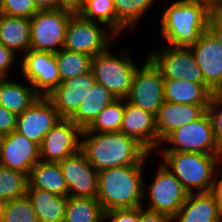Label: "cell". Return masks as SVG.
<instances>
[{"label":"cell","mask_w":222,"mask_h":222,"mask_svg":"<svg viewBox=\"0 0 222 222\" xmlns=\"http://www.w3.org/2000/svg\"><path fill=\"white\" fill-rule=\"evenodd\" d=\"M81 151L98 172L113 167L146 165L148 158H152L142 144L120 131L82 133Z\"/></svg>","instance_id":"6da1fadb"},{"label":"cell","mask_w":222,"mask_h":222,"mask_svg":"<svg viewBox=\"0 0 222 222\" xmlns=\"http://www.w3.org/2000/svg\"><path fill=\"white\" fill-rule=\"evenodd\" d=\"M161 14L160 33L168 46L191 48L207 31L213 10L199 0H175Z\"/></svg>","instance_id":"7a4b0ae2"},{"label":"cell","mask_w":222,"mask_h":222,"mask_svg":"<svg viewBox=\"0 0 222 222\" xmlns=\"http://www.w3.org/2000/svg\"><path fill=\"white\" fill-rule=\"evenodd\" d=\"M147 165H128L98 172L97 199L105 212L143 205V173Z\"/></svg>","instance_id":"3957f363"},{"label":"cell","mask_w":222,"mask_h":222,"mask_svg":"<svg viewBox=\"0 0 222 222\" xmlns=\"http://www.w3.org/2000/svg\"><path fill=\"white\" fill-rule=\"evenodd\" d=\"M160 161L189 193L210 192L222 155L194 152H156Z\"/></svg>","instance_id":"277c9868"},{"label":"cell","mask_w":222,"mask_h":222,"mask_svg":"<svg viewBox=\"0 0 222 222\" xmlns=\"http://www.w3.org/2000/svg\"><path fill=\"white\" fill-rule=\"evenodd\" d=\"M109 49L111 48L92 57L91 71L96 82L102 84L117 99H126L138 65L125 48L118 52L121 54L118 56Z\"/></svg>","instance_id":"5b68a950"},{"label":"cell","mask_w":222,"mask_h":222,"mask_svg":"<svg viewBox=\"0 0 222 222\" xmlns=\"http://www.w3.org/2000/svg\"><path fill=\"white\" fill-rule=\"evenodd\" d=\"M156 152H194L207 155H222L215 142L209 114L172 131Z\"/></svg>","instance_id":"8992f818"},{"label":"cell","mask_w":222,"mask_h":222,"mask_svg":"<svg viewBox=\"0 0 222 222\" xmlns=\"http://www.w3.org/2000/svg\"><path fill=\"white\" fill-rule=\"evenodd\" d=\"M157 167L154 179L149 184L144 181L143 197L148 198L146 203H149L145 205L143 202L142 206L174 217L185 203L189 192L165 165L160 162Z\"/></svg>","instance_id":"52a82bcc"},{"label":"cell","mask_w":222,"mask_h":222,"mask_svg":"<svg viewBox=\"0 0 222 222\" xmlns=\"http://www.w3.org/2000/svg\"><path fill=\"white\" fill-rule=\"evenodd\" d=\"M115 38L118 37L105 25L84 19L80 14H73L66 28L63 48L94 57L110 48Z\"/></svg>","instance_id":"ba28073f"},{"label":"cell","mask_w":222,"mask_h":222,"mask_svg":"<svg viewBox=\"0 0 222 222\" xmlns=\"http://www.w3.org/2000/svg\"><path fill=\"white\" fill-rule=\"evenodd\" d=\"M72 15L61 9L38 10L30 18V49L53 53L61 50Z\"/></svg>","instance_id":"9c48e42d"},{"label":"cell","mask_w":222,"mask_h":222,"mask_svg":"<svg viewBox=\"0 0 222 222\" xmlns=\"http://www.w3.org/2000/svg\"><path fill=\"white\" fill-rule=\"evenodd\" d=\"M126 100L132 105L156 115L164 100V78L160 69L146 56L136 69Z\"/></svg>","instance_id":"30bf717a"},{"label":"cell","mask_w":222,"mask_h":222,"mask_svg":"<svg viewBox=\"0 0 222 222\" xmlns=\"http://www.w3.org/2000/svg\"><path fill=\"white\" fill-rule=\"evenodd\" d=\"M160 69L164 79H178L197 84H205L195 56L190 48L162 45L146 54Z\"/></svg>","instance_id":"8fae6325"},{"label":"cell","mask_w":222,"mask_h":222,"mask_svg":"<svg viewBox=\"0 0 222 222\" xmlns=\"http://www.w3.org/2000/svg\"><path fill=\"white\" fill-rule=\"evenodd\" d=\"M22 79L34 87L39 96L48 95L61 83L55 53L49 51L29 50L18 63Z\"/></svg>","instance_id":"7c38bea8"},{"label":"cell","mask_w":222,"mask_h":222,"mask_svg":"<svg viewBox=\"0 0 222 222\" xmlns=\"http://www.w3.org/2000/svg\"><path fill=\"white\" fill-rule=\"evenodd\" d=\"M82 129L71 119L61 120L44 136L40 149V160L57 162L71 157L81 150Z\"/></svg>","instance_id":"4fadbf2b"},{"label":"cell","mask_w":222,"mask_h":222,"mask_svg":"<svg viewBox=\"0 0 222 222\" xmlns=\"http://www.w3.org/2000/svg\"><path fill=\"white\" fill-rule=\"evenodd\" d=\"M61 120L53 102L40 96L22 114L17 115L16 130L29 140L41 145L44 136Z\"/></svg>","instance_id":"5bb4252c"},{"label":"cell","mask_w":222,"mask_h":222,"mask_svg":"<svg viewBox=\"0 0 222 222\" xmlns=\"http://www.w3.org/2000/svg\"><path fill=\"white\" fill-rule=\"evenodd\" d=\"M59 164L68 186V197L97 198L98 171L81 150Z\"/></svg>","instance_id":"9a60e30c"},{"label":"cell","mask_w":222,"mask_h":222,"mask_svg":"<svg viewBox=\"0 0 222 222\" xmlns=\"http://www.w3.org/2000/svg\"><path fill=\"white\" fill-rule=\"evenodd\" d=\"M202 71L205 84L215 93L222 92V47L207 30L190 48Z\"/></svg>","instance_id":"2e32d148"},{"label":"cell","mask_w":222,"mask_h":222,"mask_svg":"<svg viewBox=\"0 0 222 222\" xmlns=\"http://www.w3.org/2000/svg\"><path fill=\"white\" fill-rule=\"evenodd\" d=\"M96 80L90 70L61 82L49 95L61 118L70 119L79 109Z\"/></svg>","instance_id":"e0dca14e"},{"label":"cell","mask_w":222,"mask_h":222,"mask_svg":"<svg viewBox=\"0 0 222 222\" xmlns=\"http://www.w3.org/2000/svg\"><path fill=\"white\" fill-rule=\"evenodd\" d=\"M39 161L40 149L37 143L17 131L5 135L0 165L21 171L29 176L31 169Z\"/></svg>","instance_id":"ac0fdd59"},{"label":"cell","mask_w":222,"mask_h":222,"mask_svg":"<svg viewBox=\"0 0 222 222\" xmlns=\"http://www.w3.org/2000/svg\"><path fill=\"white\" fill-rule=\"evenodd\" d=\"M208 105L178 104L164 101L155 115L158 148L174 130L198 120L207 112Z\"/></svg>","instance_id":"d6986e66"},{"label":"cell","mask_w":222,"mask_h":222,"mask_svg":"<svg viewBox=\"0 0 222 222\" xmlns=\"http://www.w3.org/2000/svg\"><path fill=\"white\" fill-rule=\"evenodd\" d=\"M120 132L136 139L152 154L158 150L155 115L132 105L126 99Z\"/></svg>","instance_id":"ffe728a7"},{"label":"cell","mask_w":222,"mask_h":222,"mask_svg":"<svg viewBox=\"0 0 222 222\" xmlns=\"http://www.w3.org/2000/svg\"><path fill=\"white\" fill-rule=\"evenodd\" d=\"M173 222H222V215L211 192L189 193Z\"/></svg>","instance_id":"44dd1931"},{"label":"cell","mask_w":222,"mask_h":222,"mask_svg":"<svg viewBox=\"0 0 222 222\" xmlns=\"http://www.w3.org/2000/svg\"><path fill=\"white\" fill-rule=\"evenodd\" d=\"M30 35L29 18L0 13V43L5 47L22 57L30 50Z\"/></svg>","instance_id":"7402d4cb"},{"label":"cell","mask_w":222,"mask_h":222,"mask_svg":"<svg viewBox=\"0 0 222 222\" xmlns=\"http://www.w3.org/2000/svg\"><path fill=\"white\" fill-rule=\"evenodd\" d=\"M214 92L206 84L164 79V100L178 104L209 105Z\"/></svg>","instance_id":"603a6c76"},{"label":"cell","mask_w":222,"mask_h":222,"mask_svg":"<svg viewBox=\"0 0 222 222\" xmlns=\"http://www.w3.org/2000/svg\"><path fill=\"white\" fill-rule=\"evenodd\" d=\"M28 187L68 197V186L64 179L61 166L57 162L40 160L28 176Z\"/></svg>","instance_id":"cb8c5ba5"},{"label":"cell","mask_w":222,"mask_h":222,"mask_svg":"<svg viewBox=\"0 0 222 222\" xmlns=\"http://www.w3.org/2000/svg\"><path fill=\"white\" fill-rule=\"evenodd\" d=\"M23 80L24 84L6 78L0 86V105L16 115L22 114L40 97L32 84Z\"/></svg>","instance_id":"d4e9b609"},{"label":"cell","mask_w":222,"mask_h":222,"mask_svg":"<svg viewBox=\"0 0 222 222\" xmlns=\"http://www.w3.org/2000/svg\"><path fill=\"white\" fill-rule=\"evenodd\" d=\"M26 195L32 203L39 222H64L68 197L36 188H27Z\"/></svg>","instance_id":"484cf974"},{"label":"cell","mask_w":222,"mask_h":222,"mask_svg":"<svg viewBox=\"0 0 222 222\" xmlns=\"http://www.w3.org/2000/svg\"><path fill=\"white\" fill-rule=\"evenodd\" d=\"M117 98L102 84L95 82L77 112L70 118L82 130L86 129L97 115Z\"/></svg>","instance_id":"4316f807"},{"label":"cell","mask_w":222,"mask_h":222,"mask_svg":"<svg viewBox=\"0 0 222 222\" xmlns=\"http://www.w3.org/2000/svg\"><path fill=\"white\" fill-rule=\"evenodd\" d=\"M158 0H114L116 13V36L134 32L140 20ZM135 29V30H134Z\"/></svg>","instance_id":"83f0119b"},{"label":"cell","mask_w":222,"mask_h":222,"mask_svg":"<svg viewBox=\"0 0 222 222\" xmlns=\"http://www.w3.org/2000/svg\"><path fill=\"white\" fill-rule=\"evenodd\" d=\"M105 211L97 198L68 197L64 222H103Z\"/></svg>","instance_id":"f1b7e54d"},{"label":"cell","mask_w":222,"mask_h":222,"mask_svg":"<svg viewBox=\"0 0 222 222\" xmlns=\"http://www.w3.org/2000/svg\"><path fill=\"white\" fill-rule=\"evenodd\" d=\"M61 82L75 78L91 70L92 56L71 52L64 48L55 53Z\"/></svg>","instance_id":"f546056e"},{"label":"cell","mask_w":222,"mask_h":222,"mask_svg":"<svg viewBox=\"0 0 222 222\" xmlns=\"http://www.w3.org/2000/svg\"><path fill=\"white\" fill-rule=\"evenodd\" d=\"M125 99H117L105 107L82 133L119 132L123 122Z\"/></svg>","instance_id":"4dcf8cb0"},{"label":"cell","mask_w":222,"mask_h":222,"mask_svg":"<svg viewBox=\"0 0 222 222\" xmlns=\"http://www.w3.org/2000/svg\"><path fill=\"white\" fill-rule=\"evenodd\" d=\"M28 175L0 165V198L8 202L26 195Z\"/></svg>","instance_id":"1f68e13d"},{"label":"cell","mask_w":222,"mask_h":222,"mask_svg":"<svg viewBox=\"0 0 222 222\" xmlns=\"http://www.w3.org/2000/svg\"><path fill=\"white\" fill-rule=\"evenodd\" d=\"M84 19L101 23L116 35V13L114 0H86L79 13Z\"/></svg>","instance_id":"d6a6232c"},{"label":"cell","mask_w":222,"mask_h":222,"mask_svg":"<svg viewBox=\"0 0 222 222\" xmlns=\"http://www.w3.org/2000/svg\"><path fill=\"white\" fill-rule=\"evenodd\" d=\"M0 222H39L27 195L6 202Z\"/></svg>","instance_id":"836d02e7"},{"label":"cell","mask_w":222,"mask_h":222,"mask_svg":"<svg viewBox=\"0 0 222 222\" xmlns=\"http://www.w3.org/2000/svg\"><path fill=\"white\" fill-rule=\"evenodd\" d=\"M207 113L211 118L215 142L222 152V92H215L211 95Z\"/></svg>","instance_id":"e575fe53"},{"label":"cell","mask_w":222,"mask_h":222,"mask_svg":"<svg viewBox=\"0 0 222 222\" xmlns=\"http://www.w3.org/2000/svg\"><path fill=\"white\" fill-rule=\"evenodd\" d=\"M38 9L33 0H1L0 13L8 16L31 18Z\"/></svg>","instance_id":"d590c367"},{"label":"cell","mask_w":222,"mask_h":222,"mask_svg":"<svg viewBox=\"0 0 222 222\" xmlns=\"http://www.w3.org/2000/svg\"><path fill=\"white\" fill-rule=\"evenodd\" d=\"M106 222H139V207L114 209L105 212Z\"/></svg>","instance_id":"8d00e7d4"},{"label":"cell","mask_w":222,"mask_h":222,"mask_svg":"<svg viewBox=\"0 0 222 222\" xmlns=\"http://www.w3.org/2000/svg\"><path fill=\"white\" fill-rule=\"evenodd\" d=\"M17 54L12 51L11 49L5 47L3 44L0 43V74L5 76L6 78L9 77L14 62L16 64L17 61Z\"/></svg>","instance_id":"74e56055"},{"label":"cell","mask_w":222,"mask_h":222,"mask_svg":"<svg viewBox=\"0 0 222 222\" xmlns=\"http://www.w3.org/2000/svg\"><path fill=\"white\" fill-rule=\"evenodd\" d=\"M17 115L0 105V133L11 134L16 130Z\"/></svg>","instance_id":"f35d334b"},{"label":"cell","mask_w":222,"mask_h":222,"mask_svg":"<svg viewBox=\"0 0 222 222\" xmlns=\"http://www.w3.org/2000/svg\"><path fill=\"white\" fill-rule=\"evenodd\" d=\"M139 222H173V217L141 206L139 207Z\"/></svg>","instance_id":"ab89813d"},{"label":"cell","mask_w":222,"mask_h":222,"mask_svg":"<svg viewBox=\"0 0 222 222\" xmlns=\"http://www.w3.org/2000/svg\"><path fill=\"white\" fill-rule=\"evenodd\" d=\"M207 30L214 36L222 47V18L213 11L208 21Z\"/></svg>","instance_id":"60d3db41"},{"label":"cell","mask_w":222,"mask_h":222,"mask_svg":"<svg viewBox=\"0 0 222 222\" xmlns=\"http://www.w3.org/2000/svg\"><path fill=\"white\" fill-rule=\"evenodd\" d=\"M222 162L218 165L211 193L214 195L220 214L222 215V174L220 173ZM220 174V175H219Z\"/></svg>","instance_id":"b9f144b4"},{"label":"cell","mask_w":222,"mask_h":222,"mask_svg":"<svg viewBox=\"0 0 222 222\" xmlns=\"http://www.w3.org/2000/svg\"><path fill=\"white\" fill-rule=\"evenodd\" d=\"M85 3L86 0H60V9L72 14H79L83 10Z\"/></svg>","instance_id":"7bdbcfd3"},{"label":"cell","mask_w":222,"mask_h":222,"mask_svg":"<svg viewBox=\"0 0 222 222\" xmlns=\"http://www.w3.org/2000/svg\"><path fill=\"white\" fill-rule=\"evenodd\" d=\"M38 10L60 9V0H33Z\"/></svg>","instance_id":"ee69618b"},{"label":"cell","mask_w":222,"mask_h":222,"mask_svg":"<svg viewBox=\"0 0 222 222\" xmlns=\"http://www.w3.org/2000/svg\"><path fill=\"white\" fill-rule=\"evenodd\" d=\"M204 4H207L213 11H215L221 4L222 0H199Z\"/></svg>","instance_id":"f6af8a7d"},{"label":"cell","mask_w":222,"mask_h":222,"mask_svg":"<svg viewBox=\"0 0 222 222\" xmlns=\"http://www.w3.org/2000/svg\"><path fill=\"white\" fill-rule=\"evenodd\" d=\"M6 201L0 198V221L4 212Z\"/></svg>","instance_id":"bcb514c9"},{"label":"cell","mask_w":222,"mask_h":222,"mask_svg":"<svg viewBox=\"0 0 222 222\" xmlns=\"http://www.w3.org/2000/svg\"><path fill=\"white\" fill-rule=\"evenodd\" d=\"M5 135L0 133V156L2 153V146H3V141H4Z\"/></svg>","instance_id":"7dc6e473"},{"label":"cell","mask_w":222,"mask_h":222,"mask_svg":"<svg viewBox=\"0 0 222 222\" xmlns=\"http://www.w3.org/2000/svg\"><path fill=\"white\" fill-rule=\"evenodd\" d=\"M215 12L222 18V4L215 10Z\"/></svg>","instance_id":"c3c4849f"},{"label":"cell","mask_w":222,"mask_h":222,"mask_svg":"<svg viewBox=\"0 0 222 222\" xmlns=\"http://www.w3.org/2000/svg\"><path fill=\"white\" fill-rule=\"evenodd\" d=\"M6 80V77L0 74V86Z\"/></svg>","instance_id":"681fc988"}]
</instances>
